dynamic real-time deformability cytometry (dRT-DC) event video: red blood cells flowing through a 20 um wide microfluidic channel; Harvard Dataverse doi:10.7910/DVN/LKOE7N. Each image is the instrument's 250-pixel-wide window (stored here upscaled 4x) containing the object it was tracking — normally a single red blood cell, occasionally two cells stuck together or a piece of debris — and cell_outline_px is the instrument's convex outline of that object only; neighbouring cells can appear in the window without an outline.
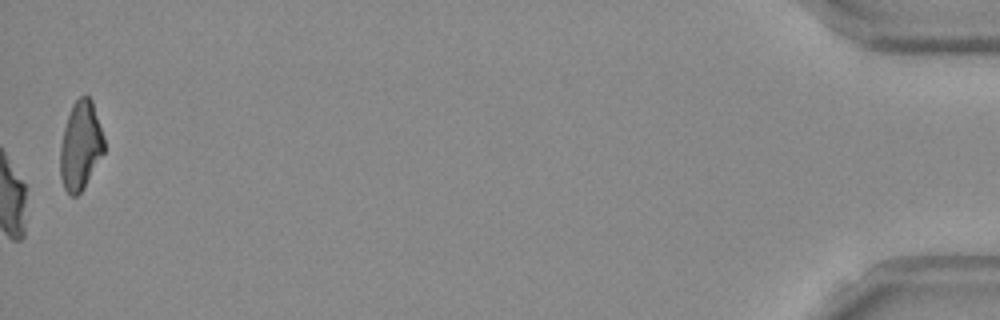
{"species": "Egyptian fruit bat (a non-hibernating species)", "species_latin": "Rousettus aegyptiacus", "temperature_condition": "room temperature", "stored_images_in_passage": 39, "camera_frame_rate_fps": 3000, "um_per_image_px": 0.085, "frame": {"image": 1, "passage_image": 39, "time_ms": 12.667, "image_size_px": [1000, 320], "cell_outline_px": [[104, 152], [84, 188], [76, 196], [72, 196], [64, 188], [60, 176], [60, 148], [64, 128], [72, 104], [80, 96], [88, 96], [92, 100], [104, 136]], "centroid_in_image_um": [6.85, 12.38], "position_along_channel_um": 428.4, "area_um2": 22.6}, "authors_computed_cell_mechanics": {"area_um2": 22.7732, "velocity_mm_per_s": 3.8188, "shape_relaxation_time_tau1_ms": 10.9621, "shape_relaxation_time_tau2_ms": 2.7093, "deformation_change_tau1": 0.2663, "deformation_change_tau2": 0.0968}}